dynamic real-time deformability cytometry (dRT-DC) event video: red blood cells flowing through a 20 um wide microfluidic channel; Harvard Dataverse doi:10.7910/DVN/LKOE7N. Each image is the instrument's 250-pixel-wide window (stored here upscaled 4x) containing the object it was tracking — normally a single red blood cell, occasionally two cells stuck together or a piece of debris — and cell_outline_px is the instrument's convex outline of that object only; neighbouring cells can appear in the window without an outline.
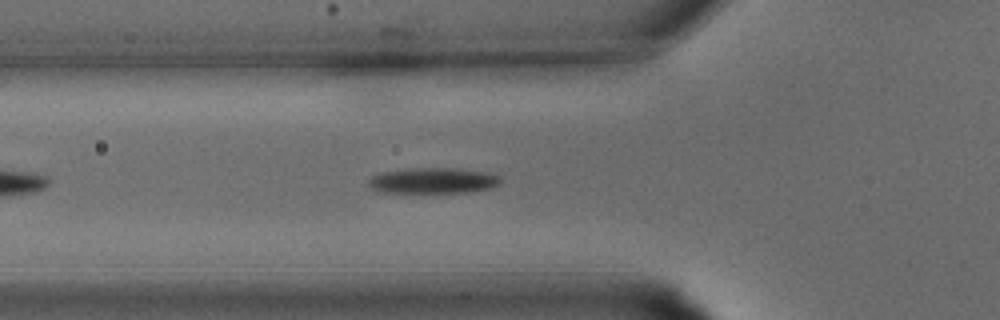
{"species": "common noctule bat (a hibernating species)", "species_latin": "Nyctalus noctula", "temperature_condition": "warm", "stored_images_in_passage": 27, "camera_frame_rate_fps": 3000, "um_per_image_px": 0.085, "animal": {"sex": "male", "body_mass_g": 15.6}, "frame": {"image": 1, "passage_image": 6, "time_ms": 1.667, "image_size_px": [1000, 320], "cell_outline_px": [[504, 180], [500, 184], [492, 188], [468, 192], [380, 192], [372, 188], [368, 184], [368, 180], [372, 176], [380, 172], [412, 168], [460, 168], [492, 172], [500, 176]], "centroid_in_image_um": [36.9, 15.34], "position_along_channel_um": 88.9, "area_um2": 20.11}}
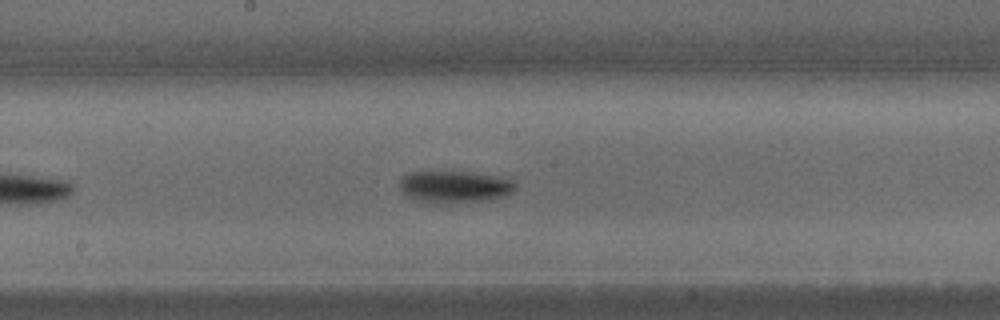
{"frame": {"image": 2, "passage_image": 12, "time_ms": 3.667, "image_size_px": [1000, 320], "cell_outline_px": [[516, 188], [500, 196], [484, 200], [448, 204], [432, 204], [404, 196], [400, 192], [400, 180], [404, 176], [412, 172], [472, 172], [512, 180], [516, 184]], "centroid_in_image_um": [38.54, 15.89], "position_along_channel_um": 209.7, "area_um2": 21.39}}
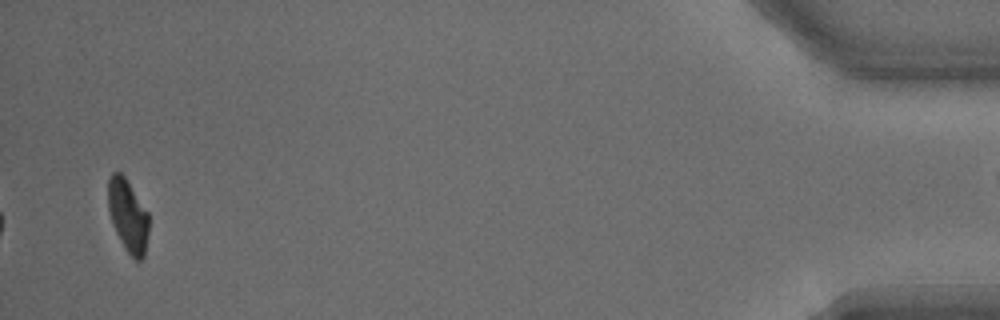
{"frame": {"image": 3, "passage_image": 27, "time_ms": 8.667, "image_size_px": [1000, 320], "cell_outline_px": [[148, 232], [144, 256], [140, 260], [136, 260], [124, 248], [112, 224], [108, 208], [108, 180], [112, 172], [120, 172], [124, 176], [148, 212]], "centroid_in_image_um": [10.86, 18.32], "position_along_channel_um": 424.3, "area_um2": 17.05}}